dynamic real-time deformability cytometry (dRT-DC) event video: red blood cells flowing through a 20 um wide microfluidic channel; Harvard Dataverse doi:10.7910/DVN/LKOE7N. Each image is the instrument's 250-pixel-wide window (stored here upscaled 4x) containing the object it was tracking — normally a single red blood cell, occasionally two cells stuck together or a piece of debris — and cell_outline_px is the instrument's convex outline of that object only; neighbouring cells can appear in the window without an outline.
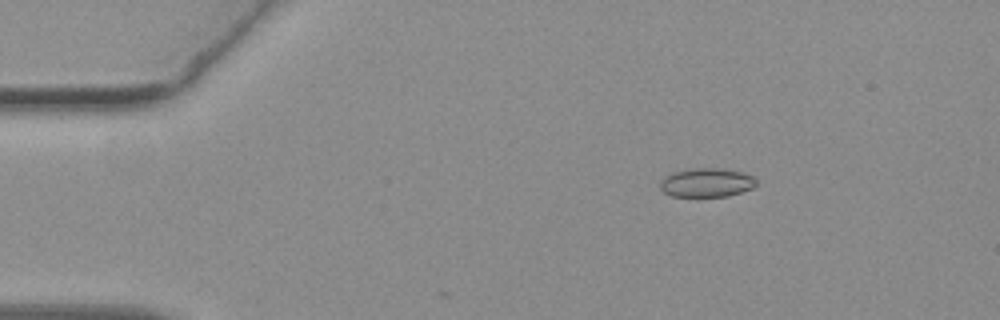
{"species": "common noctule bat (a hibernating species)", "species_latin": "Nyctalus noctula", "temperature_condition": "warm", "stored_images_in_passage": 41, "camera_frame_rate_fps": 3000, "um_per_image_px": 0.085, "animal": {"sex": "female", "body_mass_g": 19.3, "forearm_length_mm": 54.1}, "frame": {"image": 1, "passage_image": 1, "time_ms": 0.0, "image_size_px": [1000, 320], "cell_outline_px": [[756, 184], [752, 188], [728, 196], [672, 196], [664, 192], [660, 188], [660, 180], [664, 176], [672, 172], [696, 168], [720, 168], [744, 172], [752, 176], [756, 180]], "centroid_in_image_um": [60.05, 15.51], "position_along_channel_um": 25.0, "area_um2": 16.18}}
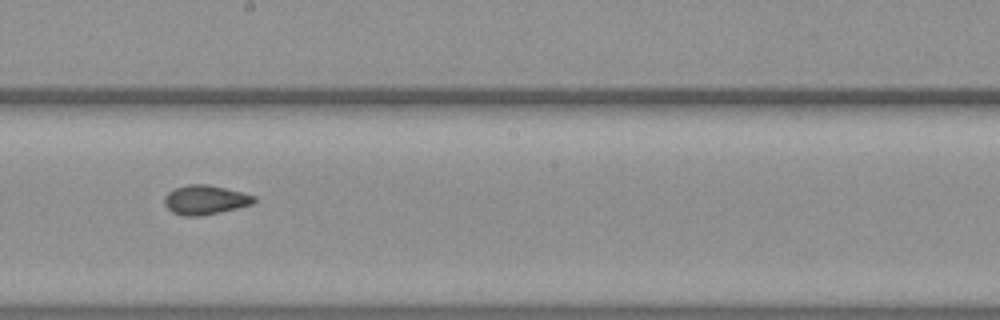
{"frame": {"image": 2, "passage_image": 23, "time_ms": 7.333, "image_size_px": [1000, 320], "cell_outline_px": [[256, 200], [252, 204], [220, 212], [200, 216], [184, 216], [172, 212], [164, 204], [164, 196], [168, 192], [176, 188], [188, 184], [208, 184], [256, 196]], "centroid_in_image_um": [17.42, 16.99], "position_along_channel_um": 230.8, "area_um2": 15.2}}
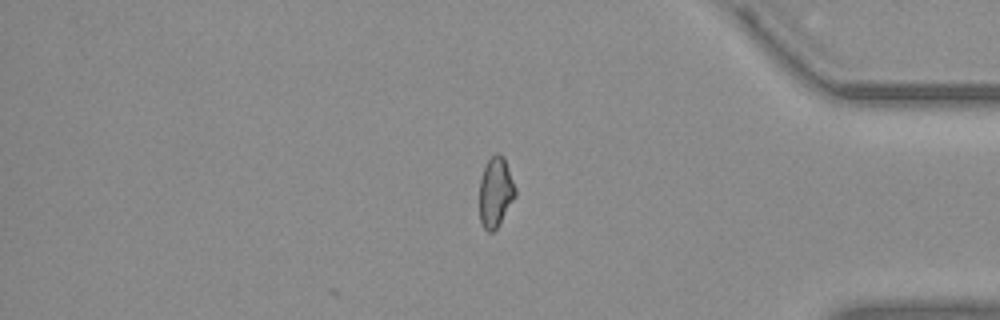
{"frame": {"image": 3, "passage_image": 38, "time_ms": 12.333, "image_size_px": [1000, 320], "cell_outline_px": [[516, 196], [496, 228], [492, 232], [488, 232], [484, 228], [480, 220], [480, 180], [484, 164], [496, 152], [504, 156], [516, 188]], "centroid_in_image_um": [42.12, 16.29], "position_along_channel_um": 393.1, "area_um2": 14.62}, "authors_computed_cell_mechanics": {"area_um2": 15.2014, "velocity_mm_per_s": 3.7871, "shape_relaxation_time_tau1_ms": null, "shape_relaxation_time_tau2_ms": 2.0253, "deformation_change_tau1": null, "deformation_change_tau2": 0.0715}}